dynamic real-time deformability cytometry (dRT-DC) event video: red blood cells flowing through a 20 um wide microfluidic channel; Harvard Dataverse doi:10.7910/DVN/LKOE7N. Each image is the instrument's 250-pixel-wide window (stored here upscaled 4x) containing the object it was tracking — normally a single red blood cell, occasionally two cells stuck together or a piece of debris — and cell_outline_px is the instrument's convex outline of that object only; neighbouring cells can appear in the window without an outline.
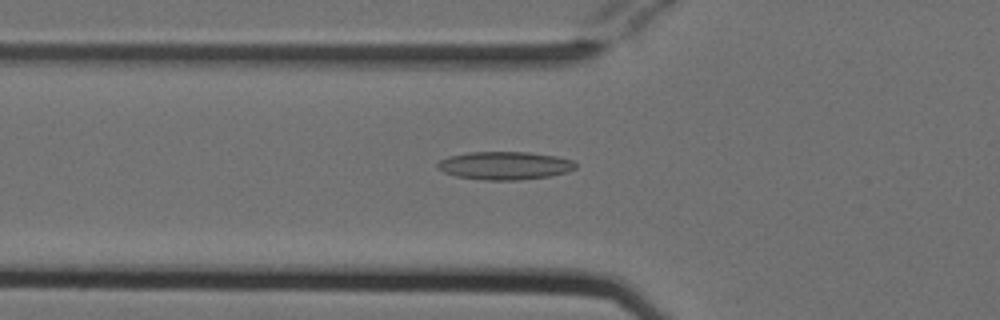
{"species": "Egyptian fruit bat (a non-hibernating species)", "species_latin": "Rousettus aegyptiacus", "temperature_condition": "cold", "stored_images_in_passage": 53, "camera_frame_rate_fps": 3000, "um_per_image_px": 0.085, "animal": {"sex": "female"}, "frame": {"image": 1, "passage_image": 19, "time_ms": 6.0, "image_size_px": [1000, 320], "cell_outline_px": [[576, 168], [568, 172], [548, 176], [516, 180], [484, 180], [456, 176], [444, 172], [436, 164], [440, 160], [448, 156], [468, 152], [528, 152], [556, 156], [572, 160], [576, 164]], "centroid_in_image_um": [42.91, 14.07], "position_along_channel_um": 82.9, "area_um2": 22.48}}
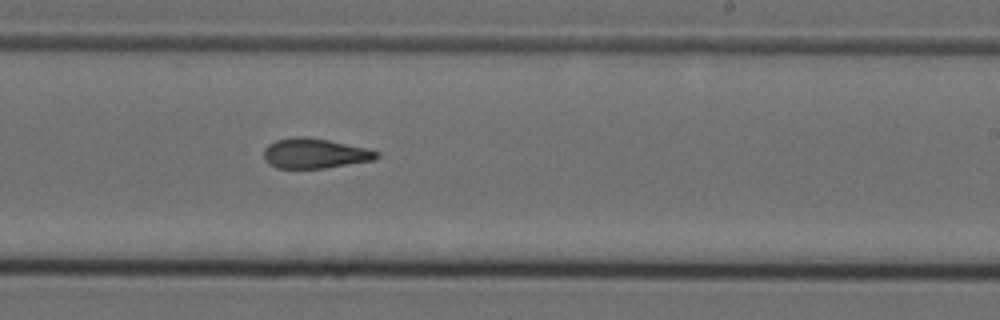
{"frame": {"image": 2, "passage_image": 33, "time_ms": 10.667, "image_size_px": [1000, 320], "cell_outline_px": [[380, 156], [376, 160], [324, 168], [276, 168], [268, 164], [264, 160], [264, 148], [268, 144], [276, 140], [296, 136], [304, 136], [328, 140], [364, 148], [380, 152]], "centroid_in_image_um": [26.74, 13.04], "position_along_channel_um": 262.3, "area_um2": 19.77}}
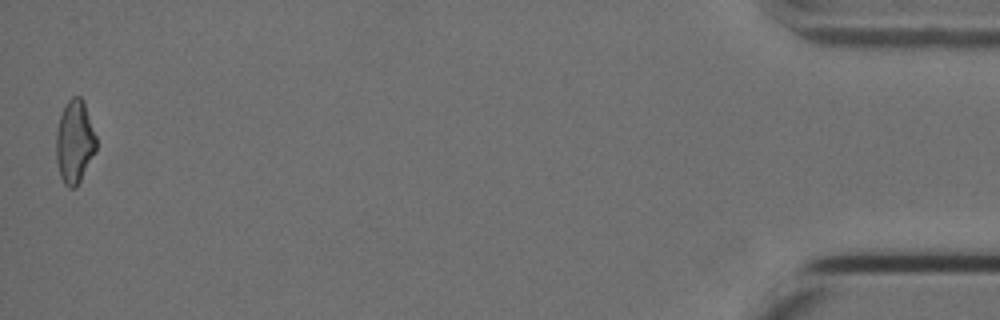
{"frame": {"image": 3, "passage_image": 53, "time_ms": 17.333, "image_size_px": [1000, 320], "cell_outline_px": [[96, 152], [76, 188], [68, 188], [64, 184], [60, 176], [56, 160], [56, 132], [60, 116], [68, 100], [72, 96], [80, 96], [84, 100], [96, 136]], "centroid_in_image_um": [6.35, 12.06], "position_along_channel_um": 428.9, "area_um2": 19.59}, "authors_computed_cell_mechanics": {"area_um2": 20.2878, "velocity_mm_per_s": 3.8272, "shape_relaxation_time_tau1_ms": null, "shape_relaxation_time_tau2_ms": 2.4032, "deformation_change_tau1": null, "deformation_change_tau2": 0.1093}}